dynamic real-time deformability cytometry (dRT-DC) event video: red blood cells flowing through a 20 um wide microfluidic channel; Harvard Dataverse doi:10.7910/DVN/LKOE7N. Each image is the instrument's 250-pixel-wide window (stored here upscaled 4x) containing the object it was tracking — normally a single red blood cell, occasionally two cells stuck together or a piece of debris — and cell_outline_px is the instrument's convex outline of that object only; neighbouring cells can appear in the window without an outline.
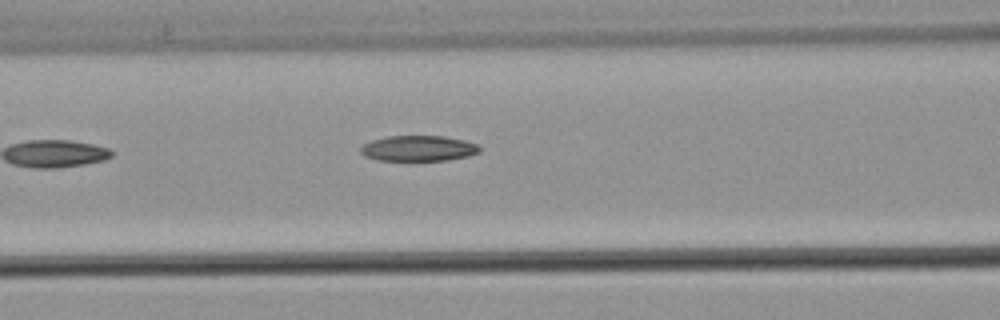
{"species": "common noctule bat (a hibernating species)", "species_latin": "Nyctalus noctula", "temperature_condition": "warm", "stored_images_in_passage": 6, "camera_frame_rate_fps": 3000, "um_per_image_px": 0.085, "animal": {"sex": "male", "body_mass_g": 21.5, "forearm_length_mm": 52.0}, "frame": {"image": 1, "passage_image": 6, "time_ms": 1.667, "image_size_px": [1000, 320], "cell_outline_px": [[480, 152], [468, 156], [448, 160], [376, 160], [364, 156], [360, 152], [360, 148], [364, 144], [372, 140], [388, 136], [444, 136], [464, 140], [476, 144], [480, 148]], "centroid_in_image_um": [35.55, 12.61], "position_along_channel_um": 131.0, "area_um2": 17.69}}